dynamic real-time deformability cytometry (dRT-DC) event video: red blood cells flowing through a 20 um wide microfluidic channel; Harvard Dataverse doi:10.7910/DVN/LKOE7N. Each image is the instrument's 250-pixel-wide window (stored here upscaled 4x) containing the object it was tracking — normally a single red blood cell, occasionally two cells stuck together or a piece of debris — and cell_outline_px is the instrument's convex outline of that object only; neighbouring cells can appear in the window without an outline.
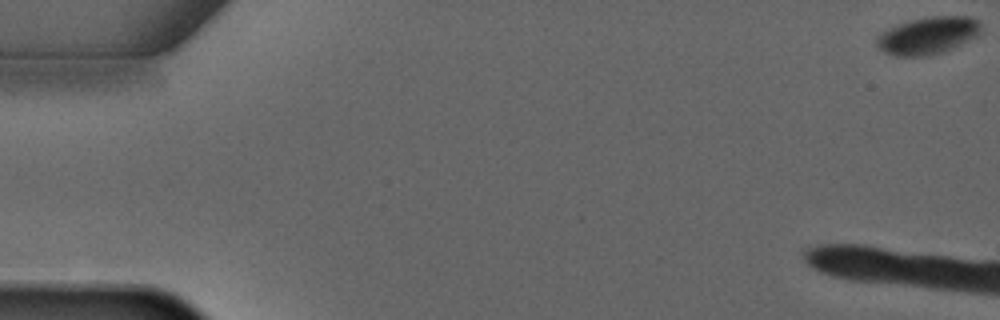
{"species": "common noctule bat (a hibernating species)", "species_latin": "Nyctalus noctula", "temperature_condition": "warm", "stored_images_in_passage": 7, "camera_frame_rate_fps": 3000, "um_per_image_px": 0.085, "animal": {"sex": "male", "forearm_length_mm": 52.5}, "frame": {"image": 1, "passage_image": 1, "time_ms": 0.0, "image_size_px": [1000, 320], "cell_outline_px": [[980, 32], [976, 36], [952, 48], [940, 52], [924, 56], [896, 56], [884, 52], [876, 44], [876, 36], [880, 32], [888, 28], [912, 20], [928, 16], [968, 16], [976, 20], [980, 24]], "centroid_in_image_um": [78.83, 3.01], "position_along_channel_um": 6.2, "area_um2": 22.37}}